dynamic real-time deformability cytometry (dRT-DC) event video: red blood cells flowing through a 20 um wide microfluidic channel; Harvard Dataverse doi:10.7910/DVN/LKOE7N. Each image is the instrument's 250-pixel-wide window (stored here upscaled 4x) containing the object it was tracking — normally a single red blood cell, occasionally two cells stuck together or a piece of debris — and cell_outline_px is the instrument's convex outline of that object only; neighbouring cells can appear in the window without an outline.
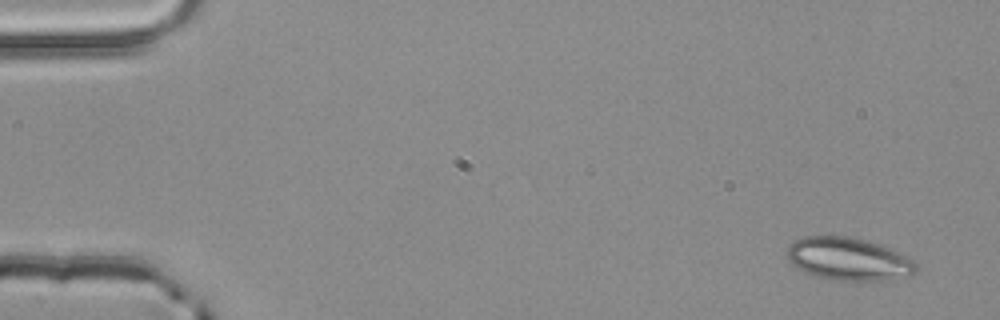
{"species": "common noctule bat (a hibernating species)", "species_latin": "Nyctalus noctula", "temperature_condition": "room temperature", "stored_images_in_passage": 4, "camera_frame_rate_fps": 3000, "um_per_image_px": 0.085, "animal": {"sex": "male", "body_mass_g": 20.4}, "frame": {"image": 1, "passage_image": 1, "time_ms": 0.0, "image_size_px": [1000, 320], "cell_outline_px": [[916, 272], [912, 276], [888, 280], [832, 280], [816, 276], [804, 272], [796, 268], [788, 260], [788, 248], [792, 240], [804, 236], [848, 236], [864, 240], [888, 248], [908, 256], [916, 264]], "centroid_in_image_um": [72.11, 22.02], "position_along_channel_um": 12.9, "area_um2": 32.19}}